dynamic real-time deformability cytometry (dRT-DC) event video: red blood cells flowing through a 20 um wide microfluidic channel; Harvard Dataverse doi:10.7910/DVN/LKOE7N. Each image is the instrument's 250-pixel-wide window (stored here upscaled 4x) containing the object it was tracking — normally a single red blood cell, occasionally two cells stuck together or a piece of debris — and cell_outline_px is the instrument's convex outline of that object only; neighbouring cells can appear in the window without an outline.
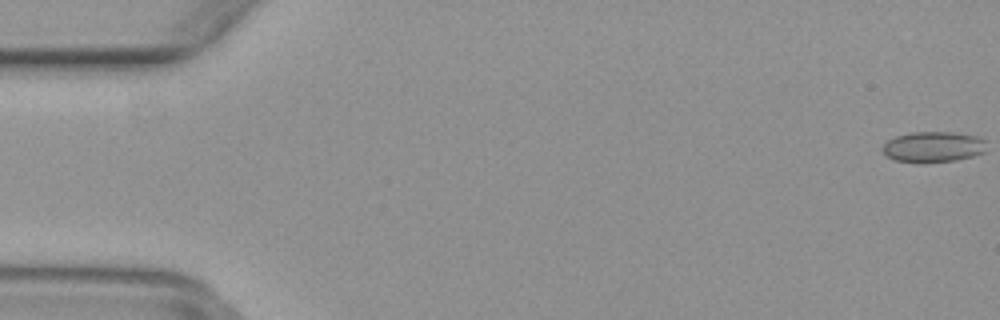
{"species": "common noctule bat (a hibernating species)", "species_latin": "Nyctalus noctula", "temperature_condition": "warm", "stored_images_in_passage": 51, "camera_frame_rate_fps": 3000, "um_per_image_px": 0.085, "animal": {"sex": "female", "body_mass_g": 29.2, "forearm_length_mm": 56.3}, "frame": {"image": 1, "passage_image": 1, "time_ms": 0.0, "image_size_px": [1000, 320], "cell_outline_px": [[984, 152], [972, 156], [956, 160], [924, 164], [916, 164], [896, 160], [888, 156], [880, 148], [888, 140], [896, 136], [912, 132], [952, 132], [976, 136], [984, 140]], "centroid_in_image_um": [79.28, 12.51], "position_along_channel_um": 5.7, "area_um2": 18.73}}
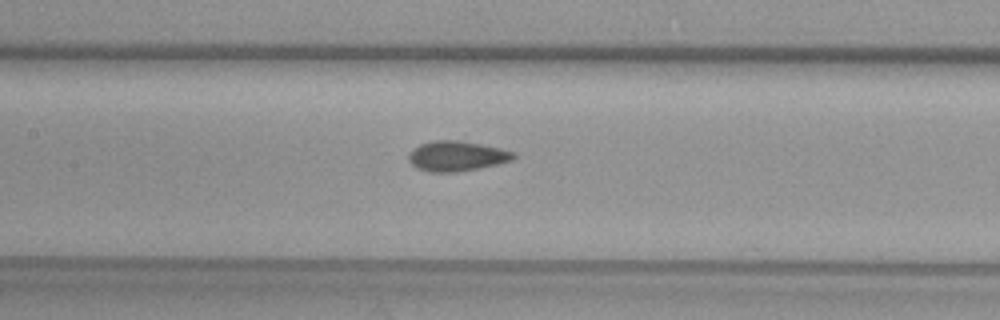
{"frame": {"image": 2, "passage_image": 24, "time_ms": 7.667, "image_size_px": [1000, 320], "cell_outline_px": [[516, 156], [512, 160], [480, 168], [456, 172], [428, 172], [416, 168], [408, 160], [408, 152], [420, 144], [432, 140], [460, 140], [500, 148], [516, 152]], "centroid_in_image_um": [38.8, 13.26], "position_along_channel_um": 168.6, "area_um2": 18.55}}
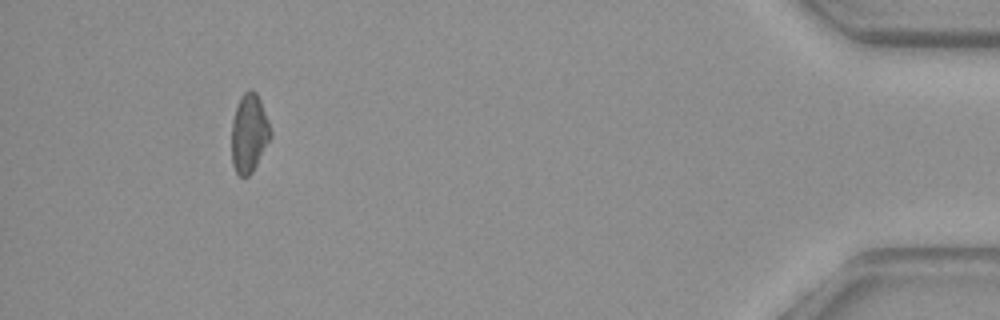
{"frame": {"image": 3, "passage_image": 47, "time_ms": 15.333, "image_size_px": [1000, 320], "cell_outline_px": [[272, 136], [252, 172], [248, 176], [240, 176], [236, 172], [232, 164], [232, 120], [240, 96], [248, 88], [252, 88], [256, 92], [260, 100], [268, 120], [272, 132]], "centroid_in_image_um": [21.18, 11.3], "position_along_channel_um": 414.0, "area_um2": 17.86}}